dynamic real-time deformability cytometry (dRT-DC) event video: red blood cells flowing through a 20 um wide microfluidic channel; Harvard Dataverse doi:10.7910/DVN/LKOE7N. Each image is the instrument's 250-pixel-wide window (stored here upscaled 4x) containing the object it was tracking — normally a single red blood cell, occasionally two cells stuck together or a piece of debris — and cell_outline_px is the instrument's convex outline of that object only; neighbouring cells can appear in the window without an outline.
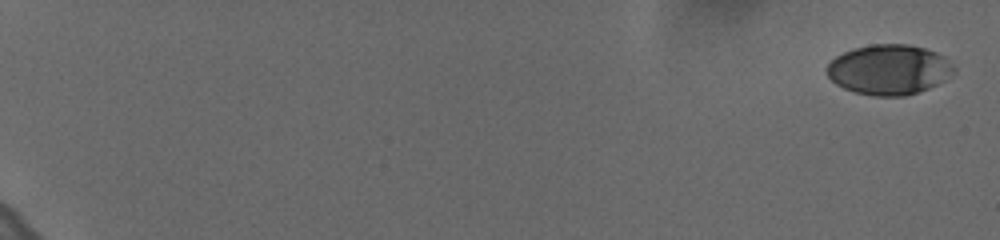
{"species": "human", "species_latin": "Homo sapiens", "temperature_condition": "cold", "stored_images_in_passage": 45, "camera_frame_rate_fps": 3000, "um_per_image_px": 0.085, "donor": {"sex": "female"}, "frame": {"image": 1, "passage_image": 1, "time_ms": 0.0, "image_size_px": [1000, 240], "cell_outline_px": [[956, 68], [944, 80], [928, 88], [904, 96], [876, 96], [856, 92], [844, 88], [836, 84], [828, 76], [824, 68], [836, 56], [844, 52], [856, 48], [872, 44], [908, 44], [924, 48], [936, 52], [944, 56]], "centroid_in_image_um": [75.55, 5.91], "position_along_channel_um": 9.5, "area_um2": 36.82}}
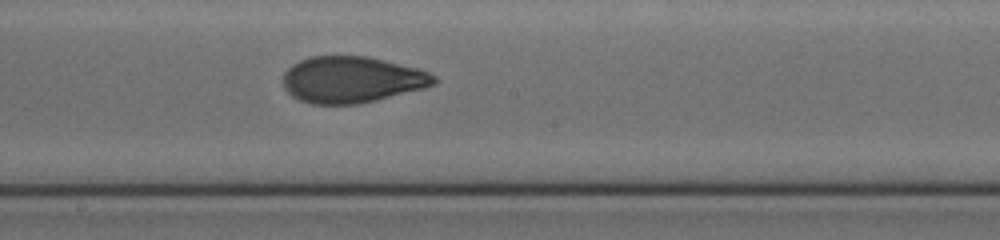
{"frame": {"image": 2, "passage_image": 30, "time_ms": 9.667, "image_size_px": [1000, 240], "cell_outline_px": [[440, 80], [436, 84], [424, 88], [360, 104], [312, 104], [300, 100], [292, 96], [284, 88], [284, 72], [292, 64], [300, 60], [312, 56], [368, 56], [416, 68], [428, 72], [436, 76]], "centroid_in_image_um": [29.92, 6.77], "position_along_channel_um": 218.3, "area_um2": 40.81}}
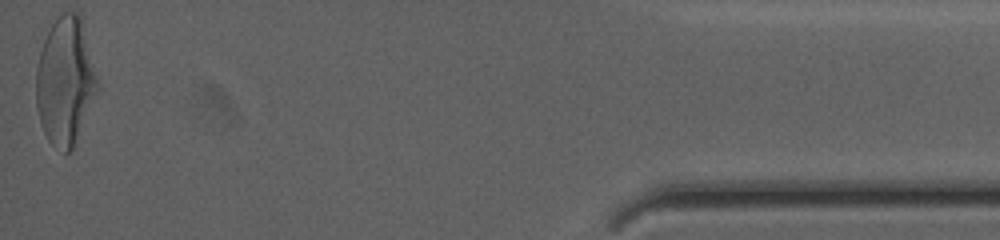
{"frame": {"image": 3, "passage_image": 45, "time_ms": 14.667, "image_size_px": [1000, 240], "cell_outline_px": [[100, 88], [72, 148], [68, 152], [64, 152], [52, 144], [48, 140], [44, 132], [40, 120], [36, 104], [36, 68], [40, 52], [44, 40], [52, 24], [64, 12], [76, 12], [80, 16]], "centroid_in_image_um": [5.54, 6.92], "position_along_channel_um": 429.7, "area_um2": 44.91}}